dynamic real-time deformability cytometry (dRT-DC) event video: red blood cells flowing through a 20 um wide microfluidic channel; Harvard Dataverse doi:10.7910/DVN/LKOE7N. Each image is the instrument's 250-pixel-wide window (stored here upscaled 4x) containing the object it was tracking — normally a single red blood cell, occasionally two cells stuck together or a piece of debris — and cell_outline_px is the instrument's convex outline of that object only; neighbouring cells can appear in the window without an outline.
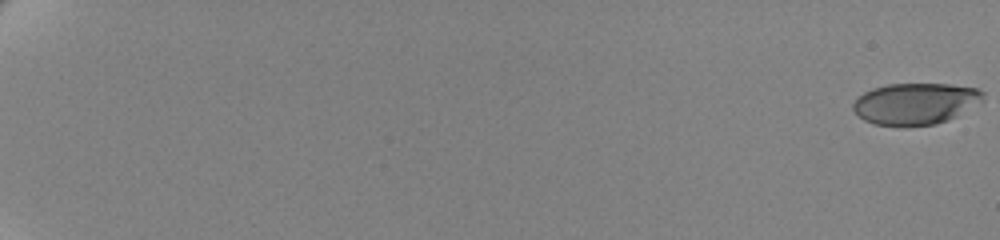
{"species": "human", "species_latin": "Homo sapiens", "temperature_condition": "cold", "stored_images_in_passage": 63, "camera_frame_rate_fps": 3000, "um_per_image_px": 0.085, "donor": {"sex": "female"}, "frame": {"image": 1, "passage_image": 1, "time_ms": 0.0, "image_size_px": [1000, 240], "cell_outline_px": [[984, 100], [956, 116], [948, 120], [936, 124], [872, 124], [864, 120], [852, 108], [852, 104], [864, 92], [872, 88], [888, 84], [948, 84], [976, 88], [984, 92]], "centroid_in_image_um": [77.83, 8.78], "position_along_channel_um": 7.2, "area_um2": 30.87}}
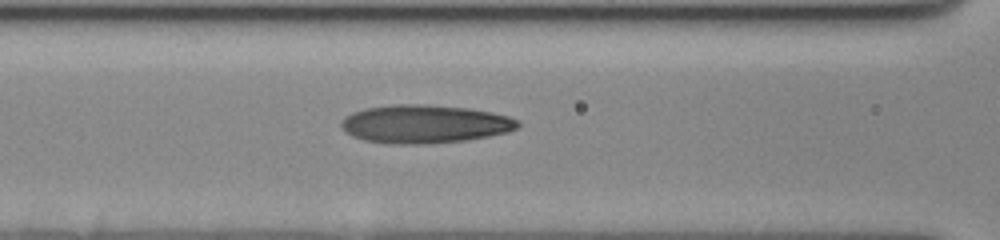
{"frame": {"image": 2, "passage_image": 32, "time_ms": 10.333, "image_size_px": [1000, 240], "cell_outline_px": [[520, 124], [516, 128], [508, 132], [488, 136], [464, 140], [432, 144], [388, 144], [364, 140], [352, 136], [340, 124], [344, 116], [352, 112], [364, 108], [392, 104], [428, 104], [468, 108], [492, 112], [508, 116], [516, 120]], "centroid_in_image_um": [36.07, 10.54], "position_along_channel_um": 130.5, "area_um2": 39.59}}
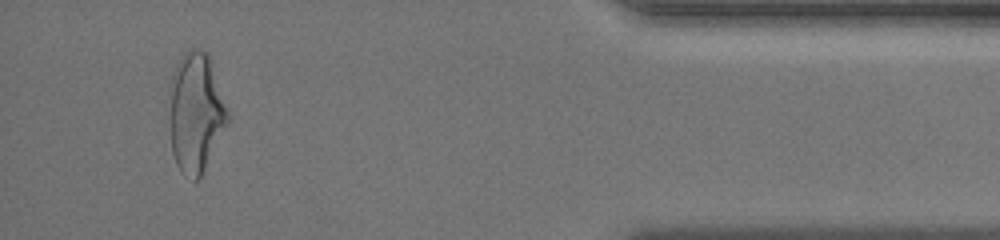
{"frame": {"image": 3, "passage_image": 60, "time_ms": 19.667, "image_size_px": [1000, 240], "cell_outline_px": [[232, 112], [200, 176], [196, 180], [184, 176], [180, 172], [176, 164], [172, 152], [168, 88], [168, 84], [176, 64], [184, 52], [188, 48], [196, 48], [208, 52]], "centroid_in_image_um": [16.64, 9.47], "position_along_channel_um": 418.6, "area_um2": 41.38}, "authors_computed_cell_mechanics": {"area_um2": 36.703, "velocity_mm_per_s": 3.5063, "shape_relaxation_time_tau1_ms": 4.6367, "shape_relaxation_time_tau2_ms": 1.7277, "deformation_change_tau1": 0.2034, "deformation_change_tau2": 0.1075}}